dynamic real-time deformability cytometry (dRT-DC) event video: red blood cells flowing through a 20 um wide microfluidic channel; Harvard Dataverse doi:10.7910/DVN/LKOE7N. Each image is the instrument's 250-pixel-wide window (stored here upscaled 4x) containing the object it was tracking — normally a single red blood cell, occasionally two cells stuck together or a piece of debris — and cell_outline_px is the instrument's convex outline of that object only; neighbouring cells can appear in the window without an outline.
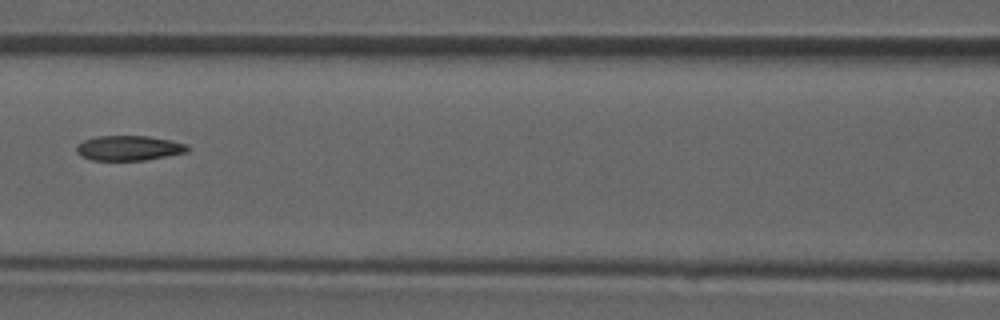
{"species": "common noctule bat (a hibernating species)", "species_latin": "Nyctalus noctula", "temperature_condition": "room temperature", "stored_images_in_passage": 4, "camera_frame_rate_fps": 3000, "um_per_image_px": 0.085, "animal": {"sex": "male", "forearm_length_mm": 52.5}, "frame": {"image": 1, "passage_image": 4, "time_ms": 1.0, "image_size_px": [1000, 320], "cell_outline_px": [[188, 152], [144, 160], [92, 160], [80, 156], [76, 152], [76, 144], [84, 140], [96, 136], [148, 136], [172, 140], [188, 144]], "centroid_in_image_um": [10.94, 12.58], "position_along_channel_um": 155.7, "area_um2": 16.24}}